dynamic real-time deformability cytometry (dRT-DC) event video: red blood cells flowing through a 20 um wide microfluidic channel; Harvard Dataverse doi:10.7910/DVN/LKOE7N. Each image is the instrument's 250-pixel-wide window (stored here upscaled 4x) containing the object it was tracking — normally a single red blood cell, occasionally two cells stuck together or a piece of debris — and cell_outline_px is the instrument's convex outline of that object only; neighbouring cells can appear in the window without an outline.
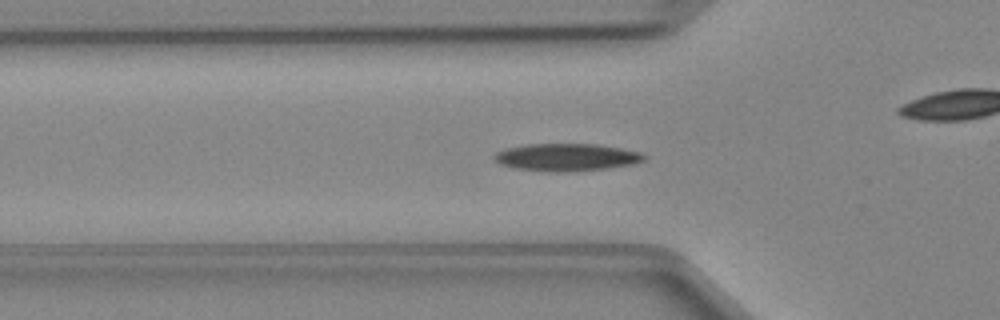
{"species": "Egyptian fruit bat (a non-hibernating species)", "species_latin": "Rousettus aegyptiacus", "temperature_condition": "cold", "stored_images_in_passage": 42, "camera_frame_rate_fps": 3000, "um_per_image_px": 0.085, "animal": {"sex": "female"}, "frame": {"image": 1, "passage_image": 9, "time_ms": 2.667, "image_size_px": [1000, 320], "cell_outline_px": [[648, 160], [632, 164], [608, 168], [576, 172], [548, 172], [512, 168], [500, 164], [492, 160], [492, 156], [496, 152], [504, 148], [528, 144], [596, 144], [644, 152], [648, 156]], "centroid_in_image_um": [48.16, 13.38], "position_along_channel_um": 77.6, "area_um2": 24.62}}
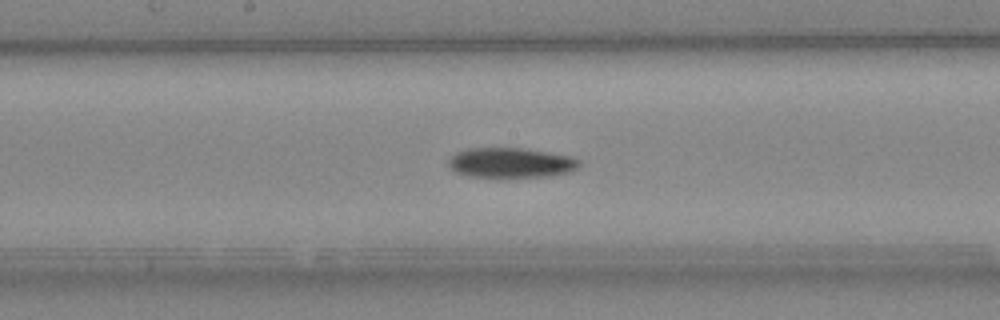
{"frame": {"image": 2, "passage_image": 18, "time_ms": 5.667, "image_size_px": [1000, 320], "cell_outline_px": [[580, 168], [572, 172], [552, 176], [496, 180], [468, 176], [452, 172], [448, 168], [448, 160], [456, 152], [468, 148], [520, 148], [568, 156], [580, 160]], "centroid_in_image_um": [43.37, 13.9], "position_along_channel_um": 204.8, "area_um2": 23.99}}
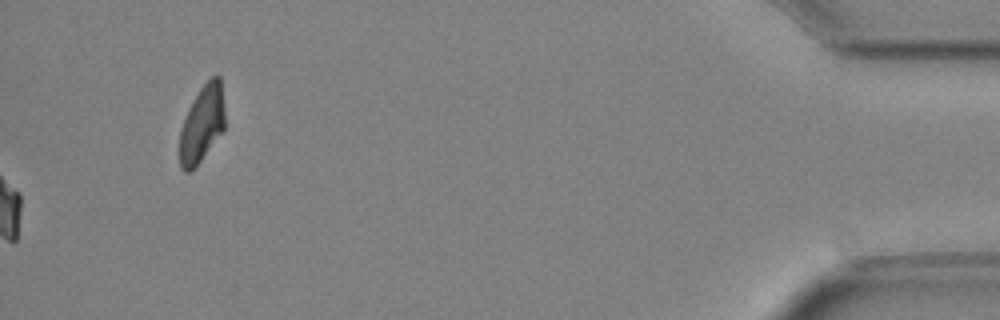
{"frame": {"image": 3, "passage_image": 42, "time_ms": 13.667, "image_size_px": [1000, 320], "cell_outline_px": [[224, 128], [200, 160], [188, 172], [184, 172], [180, 168], [180, 128], [188, 108], [200, 88], [212, 76], [220, 76], [224, 108]], "centroid_in_image_um": [17.15, 10.5], "position_along_channel_um": 418.0, "area_um2": 19.77}}